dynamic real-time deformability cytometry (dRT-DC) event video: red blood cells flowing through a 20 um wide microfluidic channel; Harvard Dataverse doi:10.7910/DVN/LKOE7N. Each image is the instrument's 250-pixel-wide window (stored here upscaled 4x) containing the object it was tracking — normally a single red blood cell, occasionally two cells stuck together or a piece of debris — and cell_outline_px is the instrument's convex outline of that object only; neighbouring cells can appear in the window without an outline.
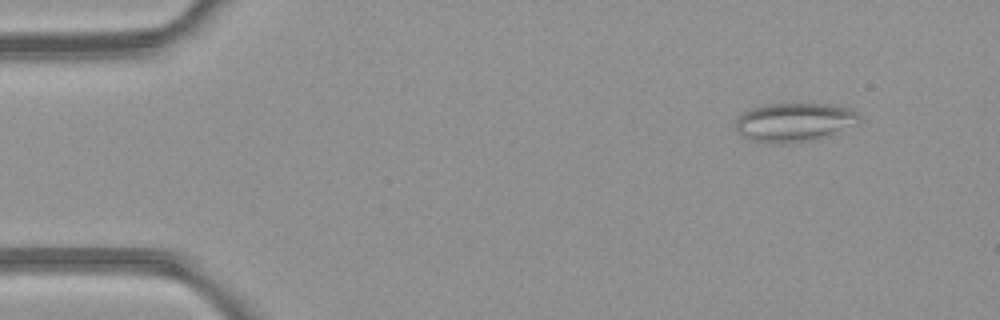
{"species": "common noctule bat (a hibernating species)", "species_latin": "Nyctalus noctula", "temperature_condition": "room temperature", "stored_images_in_passage": 5, "camera_frame_rate_fps": 3000, "um_per_image_px": 0.085, "animal": {"sex": "female", "body_mass_g": 21.9}, "frame": {"image": 1, "passage_image": 2, "time_ms": 1.333, "image_size_px": [1000, 320], "cell_outline_px": [[860, 120], [856, 124], [808, 140], [784, 144], [772, 144], [752, 140], [736, 132], [736, 120], [744, 112], [752, 108], [764, 104], [836, 104], [848, 108], [856, 112], [860, 116]], "centroid_in_image_um": [67.46, 10.37], "position_along_channel_um": 17.5, "area_um2": 27.46}}